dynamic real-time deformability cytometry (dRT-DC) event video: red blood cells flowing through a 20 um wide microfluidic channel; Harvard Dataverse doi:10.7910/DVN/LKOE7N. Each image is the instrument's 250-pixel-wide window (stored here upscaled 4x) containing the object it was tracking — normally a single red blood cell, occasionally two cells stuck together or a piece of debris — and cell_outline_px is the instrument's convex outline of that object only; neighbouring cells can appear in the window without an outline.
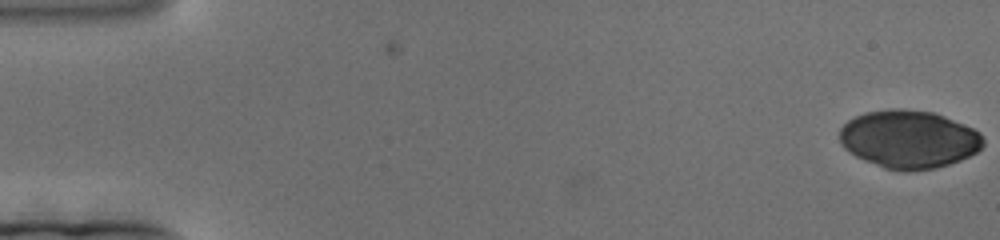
{"species": "human", "species_latin": "Homo sapiens", "temperature_condition": "cold", "stored_images_in_passage": 185, "camera_frame_rate_fps": 3000, "um_per_image_px": 0.085, "donor": {"sex": "female"}, "frame": {"image": 1, "passage_image": 1, "time_ms": 0.0, "image_size_px": [1000, 240], "cell_outline_px": [[984, 144], [976, 152], [960, 160], [948, 164], [932, 168], [904, 172], [884, 168], [864, 160], [848, 152], [840, 144], [840, 128], [848, 120], [864, 112], [892, 108], [900, 108], [932, 112], [944, 116], [972, 128], [980, 132], [984, 140]], "centroid_in_image_um": [77.22, 11.83], "position_along_channel_um": 7.8, "area_um2": 48.55}}
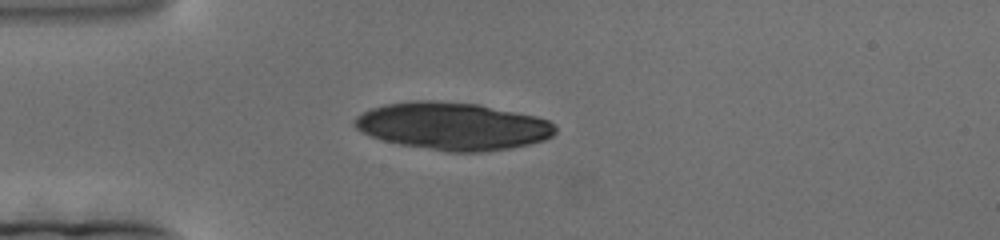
{"frame": {"image": 2, "passage_image": 50, "time_ms": 16.333, "image_size_px": [1000, 240], "cell_outline_px": [[556, 132], [552, 136], [544, 140], [512, 148], [480, 152], [448, 152], [400, 144], [384, 140], [372, 136], [356, 128], [352, 124], [352, 120], [356, 116], [372, 108], [384, 104], [412, 100], [436, 100], [480, 104], [536, 116], [548, 120], [556, 128]], "centroid_in_image_um": [38.48, 10.71], "position_along_channel_um": 46.5, "area_um2": 55.72}}